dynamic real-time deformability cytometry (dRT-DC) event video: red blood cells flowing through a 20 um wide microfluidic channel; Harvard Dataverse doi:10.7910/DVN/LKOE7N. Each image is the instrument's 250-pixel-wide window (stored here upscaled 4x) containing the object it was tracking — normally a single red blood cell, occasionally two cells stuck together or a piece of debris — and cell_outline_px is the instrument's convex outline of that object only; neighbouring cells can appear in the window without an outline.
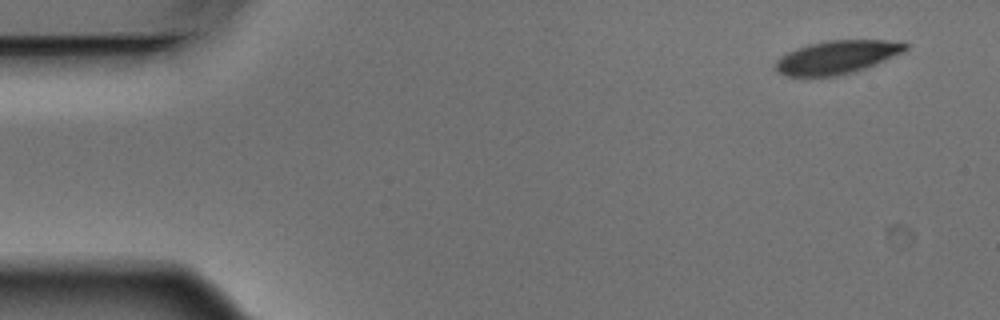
{"species": "Egyptian fruit bat (a non-hibernating species)", "species_latin": "Rousettus aegyptiacus", "temperature_condition": "warm", "stored_images_in_passage": 5, "camera_frame_rate_fps": 3000, "um_per_image_px": 0.085, "animal": {"sex": "male"}, "frame": {"image": 1, "passage_image": 1, "time_ms": 0.0, "image_size_px": [1000, 320], "cell_outline_px": [[908, 48], [904, 52], [876, 64], [852, 72], [836, 76], [784, 76], [776, 72], [776, 60], [780, 56], [788, 52], [808, 44], [828, 40], [904, 40], [908, 44]], "centroid_in_image_um": [71.17, 4.85], "position_along_channel_um": 13.8, "area_um2": 25.37}}